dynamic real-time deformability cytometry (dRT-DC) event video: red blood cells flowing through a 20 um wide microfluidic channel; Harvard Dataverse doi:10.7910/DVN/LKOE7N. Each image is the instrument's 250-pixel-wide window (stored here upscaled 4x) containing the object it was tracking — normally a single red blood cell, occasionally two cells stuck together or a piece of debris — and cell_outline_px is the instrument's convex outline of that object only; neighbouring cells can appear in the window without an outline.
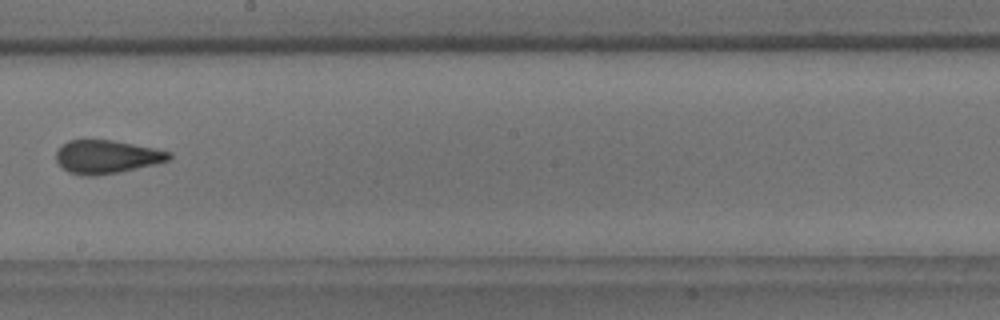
{"species": "common noctule bat (a hibernating species)", "species_latin": "Nyctalus noctula", "temperature_condition": "room temperature", "stored_images_in_passage": 11, "segment_of_instrument_passage": [1, 2], "camera_frame_rate_fps": 3000, "um_per_image_px": 0.085, "animal": {"sex": "male", "body_mass_g": 18.8}, "frame": {"image": 1, "passage_image": 8, "time_ms": 8.0, "image_size_px": [1000, 320], "cell_outline_px": [[172, 156], [168, 160], [156, 164], [120, 172], [92, 176], [84, 176], [68, 172], [56, 160], [56, 152], [68, 140], [112, 140], [156, 148], [172, 152]], "centroid_in_image_um": [9.1, 13.33], "position_along_channel_um": 239.1, "area_um2": 21.91}}
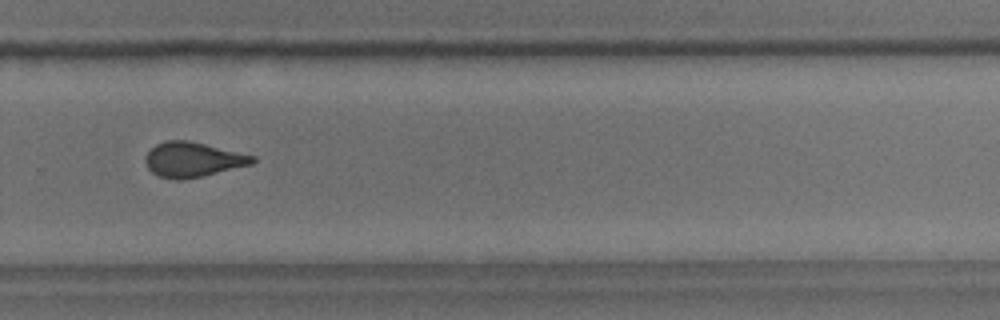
{"frame": {"image": 2, "passage_image": 10, "time_ms": 10.0, "image_size_px": [1000, 320], "cell_outline_px": [[256, 160], [252, 164], [200, 176], [180, 180], [176, 180], [160, 176], [152, 172], [148, 168], [144, 160], [144, 156], [156, 144], [164, 140], [188, 140], [256, 156]], "centroid_in_image_um": [16.36, 13.55], "position_along_channel_um": 313.4, "area_um2": 21.56}}